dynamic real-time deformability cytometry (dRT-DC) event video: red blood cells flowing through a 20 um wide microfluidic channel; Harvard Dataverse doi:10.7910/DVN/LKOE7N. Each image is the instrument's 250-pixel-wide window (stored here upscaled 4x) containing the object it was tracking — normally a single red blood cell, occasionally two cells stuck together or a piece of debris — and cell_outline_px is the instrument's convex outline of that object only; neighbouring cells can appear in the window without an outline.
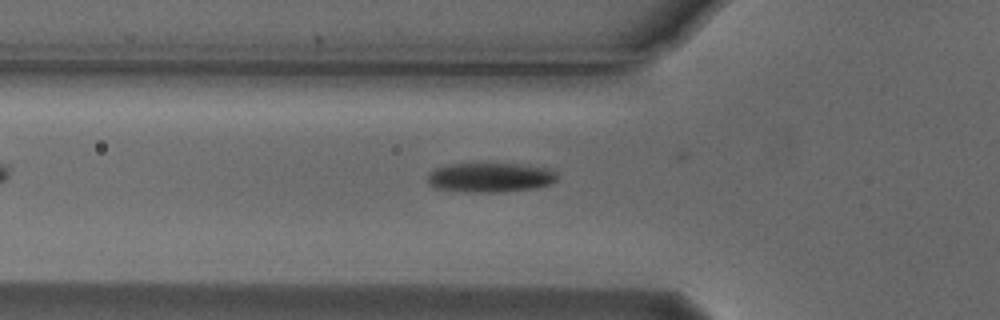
{"species": "Egyptian fruit bat (a non-hibernating species)", "species_latin": "Rousettus aegyptiacus", "temperature_condition": "cold", "stored_images_in_passage": 27, "camera_frame_rate_fps": 3000, "um_per_image_px": 0.085, "animal": {"sex": "male"}, "frame": {"image": 1, "passage_image": 2, "time_ms": 0.333, "image_size_px": [1000, 320], "cell_outline_px": [[556, 180], [552, 184], [536, 188], [496, 192], [476, 192], [436, 188], [428, 184], [428, 176], [436, 168], [448, 164], [520, 164], [548, 168], [556, 172]], "centroid_in_image_um": [41.71, 15.08], "position_along_channel_um": 84.1, "area_um2": 22.02}}
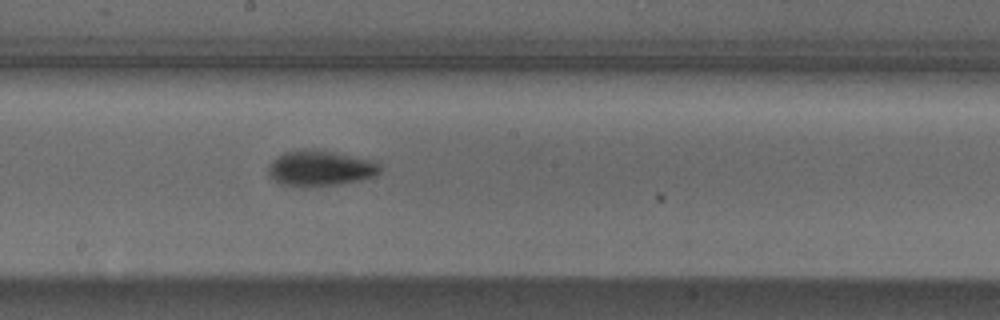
{"frame": {"image": 2, "passage_image": 13, "time_ms": 4.0, "image_size_px": [1000, 320], "cell_outline_px": [[380, 172], [372, 176], [360, 180], [336, 184], [280, 184], [268, 176], [268, 168], [272, 160], [276, 156], [284, 152], [300, 148], [304, 148], [336, 152], [368, 160], [380, 164]], "centroid_in_image_um": [27.16, 14.25], "position_along_channel_um": 221.0, "area_um2": 22.48}}
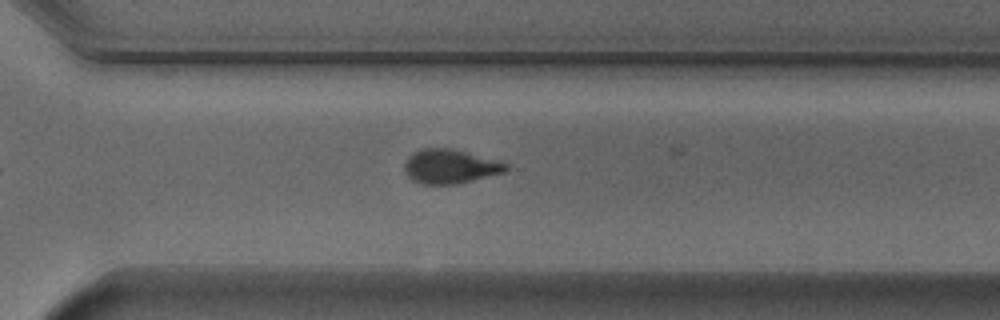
{"frame": {"image": 3, "passage_image": 22, "time_ms": 7.0, "image_size_px": [1000, 320], "cell_outline_px": [[508, 168], [504, 172], [460, 184], [420, 184], [412, 180], [408, 176], [404, 168], [404, 164], [408, 156], [412, 152], [420, 148], [448, 148], [464, 152], [508, 164]], "centroid_in_image_um": [38.19, 14.16], "position_along_channel_um": 332.4, "area_um2": 20.06}}